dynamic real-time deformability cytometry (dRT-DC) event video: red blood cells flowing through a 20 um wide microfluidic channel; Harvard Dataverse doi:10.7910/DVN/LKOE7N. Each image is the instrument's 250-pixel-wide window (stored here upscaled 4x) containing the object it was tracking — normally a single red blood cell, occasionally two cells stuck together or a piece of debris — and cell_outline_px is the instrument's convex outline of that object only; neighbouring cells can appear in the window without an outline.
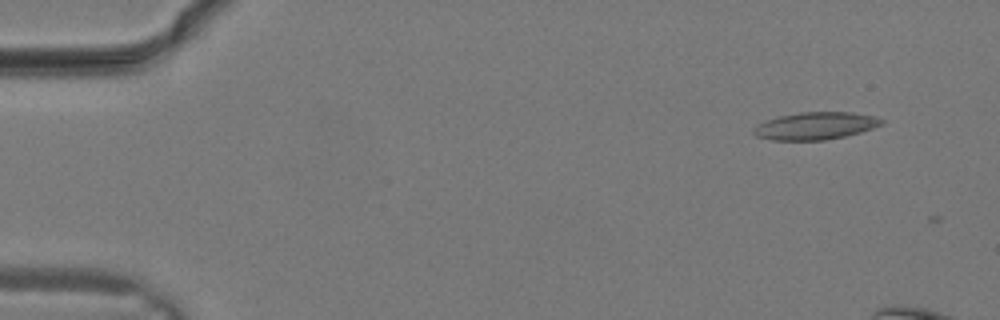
{"species": "common noctule bat (a hibernating species)", "species_latin": "Nyctalus noctula", "temperature_condition": "warm", "stored_images_in_passage": 2, "camera_frame_rate_fps": 3000, "um_per_image_px": 0.085, "animal": {"sex": "male", "body_mass_g": 19.2, "forearm_length_mm": 51.8}, "frame": {"image": 1, "passage_image": 1, "time_ms": 0.0, "image_size_px": [1000, 320], "cell_outline_px": [[884, 124], [860, 132], [844, 136], [824, 140], [772, 140], [756, 136], [752, 132], [752, 128], [756, 124], [780, 116], [800, 112], [852, 112], [876, 116], [884, 120]], "centroid_in_image_um": [69.31, 10.69], "position_along_channel_um": 15.7, "area_um2": 20.46}}